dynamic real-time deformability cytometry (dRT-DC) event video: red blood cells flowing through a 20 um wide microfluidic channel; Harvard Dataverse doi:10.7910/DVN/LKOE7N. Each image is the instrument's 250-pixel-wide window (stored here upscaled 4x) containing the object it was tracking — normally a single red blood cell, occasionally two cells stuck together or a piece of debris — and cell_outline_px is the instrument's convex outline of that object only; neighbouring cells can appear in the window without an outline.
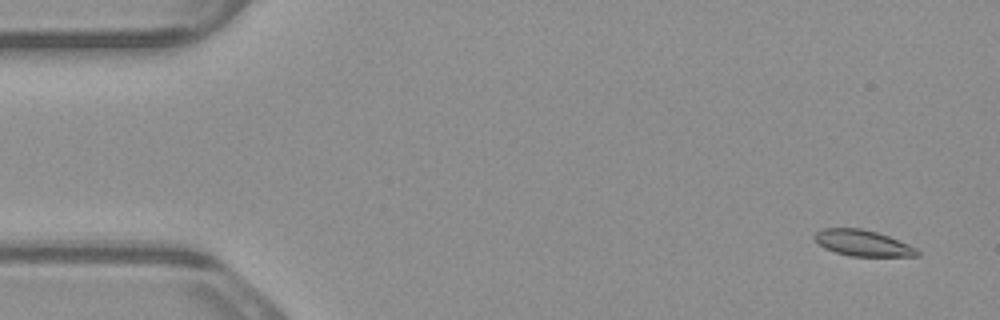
{"species": "common noctule bat (a hibernating species)", "species_latin": "Nyctalus noctula", "temperature_condition": "warm", "stored_images_in_passage": 4, "camera_frame_rate_fps": 3000, "um_per_image_px": 0.085, "animal": {"sex": "male", "body_mass_g": 23.1, "forearm_length_mm": 52.7}, "frame": {"image": 1, "passage_image": 1, "time_ms": 0.0, "image_size_px": [1000, 320], "cell_outline_px": [[920, 256], [848, 256], [824, 248], [812, 236], [816, 232], [824, 228], [860, 228], [876, 232], [888, 236], [908, 244], [916, 248], [920, 252]], "centroid_in_image_um": [73.33, 20.66], "position_along_channel_um": 11.7, "area_um2": 15.49}}
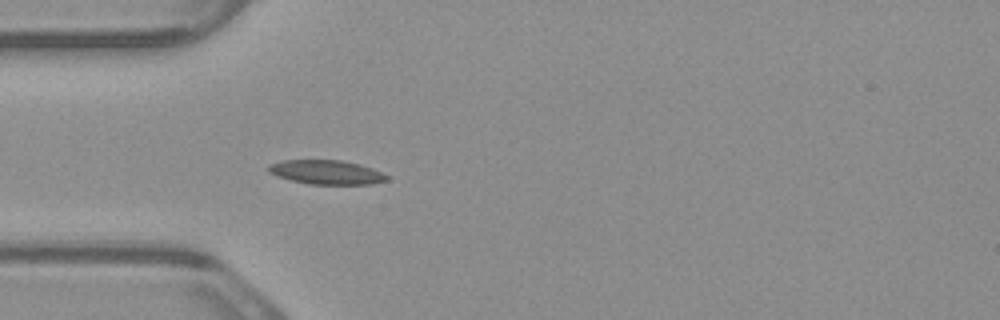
{"frame": {"image": 2, "passage_image": 4, "time_ms": 1.0, "image_size_px": [1000, 320], "cell_outline_px": [[392, 176], [388, 180], [372, 184], [308, 184], [292, 180], [268, 172], [268, 164], [284, 160], [340, 160], [360, 164], [372, 168]], "centroid_in_image_um": [27.81, 14.64], "position_along_channel_um": 57.2, "area_um2": 16.7}}